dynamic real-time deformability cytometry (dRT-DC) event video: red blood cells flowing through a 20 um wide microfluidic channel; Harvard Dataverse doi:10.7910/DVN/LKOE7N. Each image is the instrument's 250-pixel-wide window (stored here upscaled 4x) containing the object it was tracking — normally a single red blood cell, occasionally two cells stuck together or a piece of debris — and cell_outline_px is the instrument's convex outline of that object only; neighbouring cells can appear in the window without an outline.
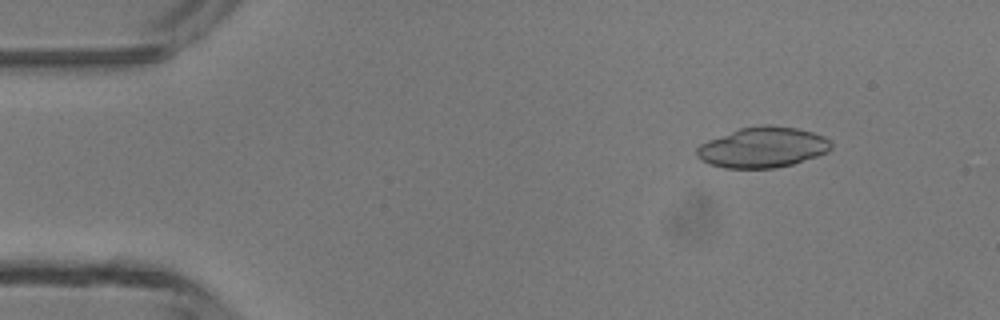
{"species": "common noctule bat (a hibernating species)", "species_latin": "Nyctalus noctula", "temperature_condition": "room temperature", "stored_images_in_passage": 45, "camera_frame_rate_fps": 3000, "um_per_image_px": 0.085, "animal": {"sex": "male", "body_mass_g": 13.3}, "frame": {"image": 1, "passage_image": 4, "time_ms": 1.0, "image_size_px": [1000, 320], "cell_outline_px": [[832, 148], [828, 152], [792, 164], [772, 168], [724, 168], [700, 160], [696, 156], [696, 148], [700, 144], [708, 140], [740, 128], [764, 124], [768, 124], [796, 128], [812, 132], [824, 136], [832, 144]], "centroid_in_image_um": [64.82, 12.52], "position_along_channel_um": 20.2, "area_um2": 31.62}}